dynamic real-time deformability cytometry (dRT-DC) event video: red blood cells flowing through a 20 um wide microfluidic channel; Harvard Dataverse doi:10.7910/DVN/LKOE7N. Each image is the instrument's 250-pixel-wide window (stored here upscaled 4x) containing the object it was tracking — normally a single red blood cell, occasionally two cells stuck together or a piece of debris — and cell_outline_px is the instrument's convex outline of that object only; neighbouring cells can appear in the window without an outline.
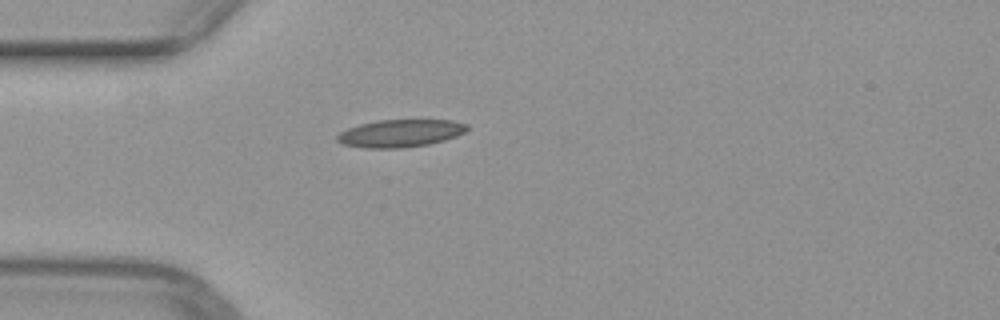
{"species": "common noctule bat (a hibernating species)", "species_latin": "Nyctalus noctula", "temperature_condition": "warm", "stored_images_in_passage": 37, "camera_frame_rate_fps": 3000, "um_per_image_px": 0.085, "animal": {"sex": "female", "body_mass_g": 29.2, "forearm_length_mm": 56.3}, "frame": {"image": 1, "passage_image": 1, "time_ms": 0.0, "image_size_px": [1000, 320], "cell_outline_px": [[468, 128], [464, 132], [456, 136], [444, 140], [428, 144], [404, 148], [364, 148], [340, 144], [336, 140], [336, 136], [340, 132], [348, 128], [360, 124], [380, 120], [452, 120], [468, 124]], "centroid_in_image_um": [34.0, 11.33], "position_along_channel_um": 51.0, "area_um2": 20.92}}
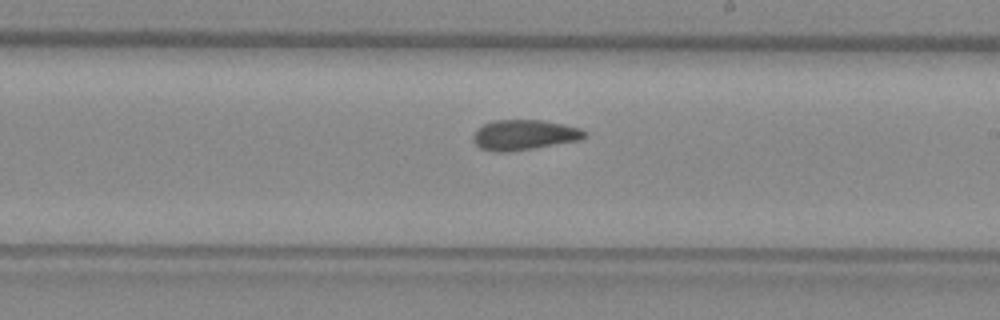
{"frame": {"image": 2, "passage_image": 16, "time_ms": 5.0, "image_size_px": [1000, 320], "cell_outline_px": [[588, 136], [580, 140], [508, 152], [492, 152], [480, 148], [472, 140], [472, 136], [484, 124], [496, 120], [540, 120], [564, 124], [580, 128], [588, 132]], "centroid_in_image_um": [44.58, 11.47], "position_along_channel_um": 244.4, "area_um2": 19.59}}
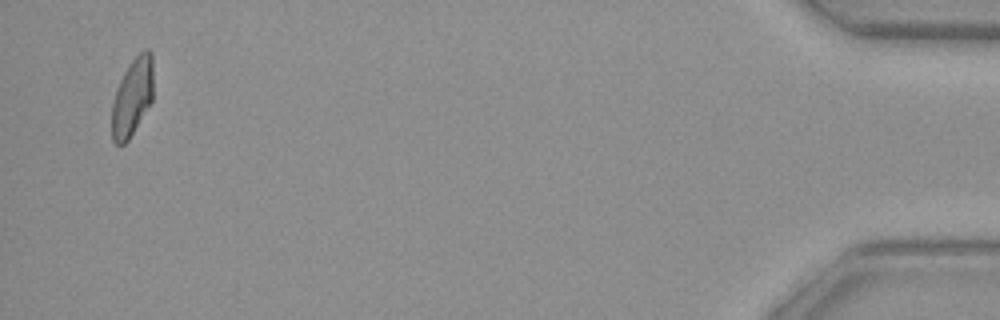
{"frame": {"image": 3, "passage_image": 36, "time_ms": 11.667, "image_size_px": [1000, 320], "cell_outline_px": [[152, 100], [128, 140], [124, 144], [116, 144], [112, 140], [112, 104], [116, 88], [128, 64], [144, 48], [148, 48], [152, 52]], "centroid_in_image_um": [11.24, 8.21], "position_along_channel_um": 424.0, "area_um2": 18.67}}